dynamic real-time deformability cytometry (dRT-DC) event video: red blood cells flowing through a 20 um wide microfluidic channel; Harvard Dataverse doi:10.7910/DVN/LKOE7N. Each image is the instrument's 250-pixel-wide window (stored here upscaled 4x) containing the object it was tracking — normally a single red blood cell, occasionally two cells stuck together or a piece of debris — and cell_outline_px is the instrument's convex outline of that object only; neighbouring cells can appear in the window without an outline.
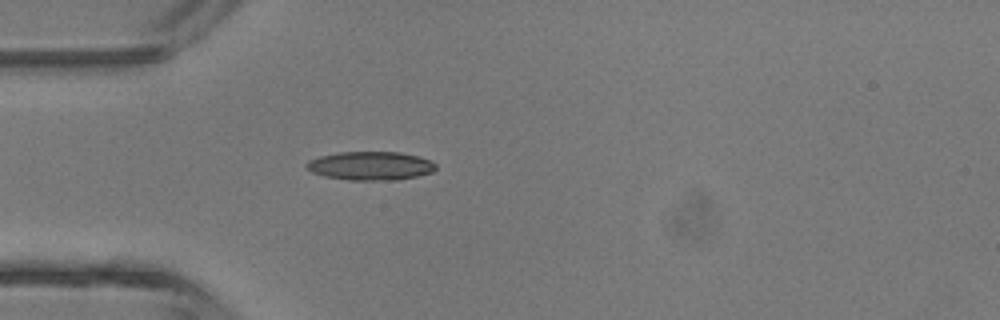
{"species": "common noctule bat (a hibernating species)", "species_latin": "Nyctalus noctula", "temperature_condition": "room temperature", "stored_images_in_passage": 3, "camera_frame_rate_fps": 3000, "um_per_image_px": 0.085, "animal": {"sex": "male", "body_mass_g": 13.3}, "frame": {"image": 1, "passage_image": 3, "time_ms": 2.333, "image_size_px": [1000, 320], "cell_outline_px": [[436, 168], [432, 172], [416, 176], [396, 180], [348, 180], [324, 176], [312, 172], [304, 164], [308, 160], [320, 156], [340, 152], [400, 152], [416, 156], [428, 160], [436, 164]], "centroid_in_image_um": [31.46, 14.1], "position_along_channel_um": 53.5, "area_um2": 21.44}}